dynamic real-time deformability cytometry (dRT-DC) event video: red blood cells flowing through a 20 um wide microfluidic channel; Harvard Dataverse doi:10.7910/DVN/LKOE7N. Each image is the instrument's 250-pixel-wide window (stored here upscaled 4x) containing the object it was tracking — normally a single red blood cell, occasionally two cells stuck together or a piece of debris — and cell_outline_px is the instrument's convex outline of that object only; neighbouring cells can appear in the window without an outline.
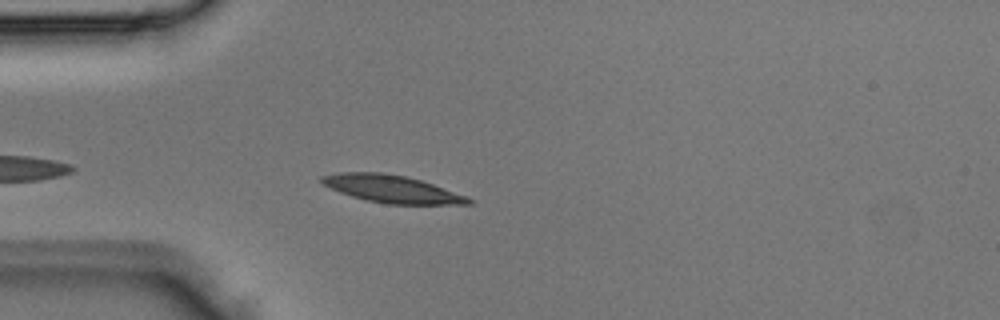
{"species": "Egyptian fruit bat (a non-hibernating species)", "species_latin": "Rousettus aegyptiacus", "temperature_condition": "room temperature", "stored_images_in_passage": 4, "camera_frame_rate_fps": 3000, "um_per_image_px": 0.085, "animal": {"sex": "male"}, "frame": {"image": 1, "passage_image": 4, "time_ms": 1.0, "image_size_px": [1000, 320], "cell_outline_px": [[476, 200], [472, 204], [388, 204], [364, 200], [340, 192], [324, 184], [320, 180], [320, 176], [340, 172], [380, 172], [404, 176], [420, 180], [468, 196]], "centroid_in_image_um": [33.34, 16.07], "position_along_channel_um": 51.7, "area_um2": 23.41}}